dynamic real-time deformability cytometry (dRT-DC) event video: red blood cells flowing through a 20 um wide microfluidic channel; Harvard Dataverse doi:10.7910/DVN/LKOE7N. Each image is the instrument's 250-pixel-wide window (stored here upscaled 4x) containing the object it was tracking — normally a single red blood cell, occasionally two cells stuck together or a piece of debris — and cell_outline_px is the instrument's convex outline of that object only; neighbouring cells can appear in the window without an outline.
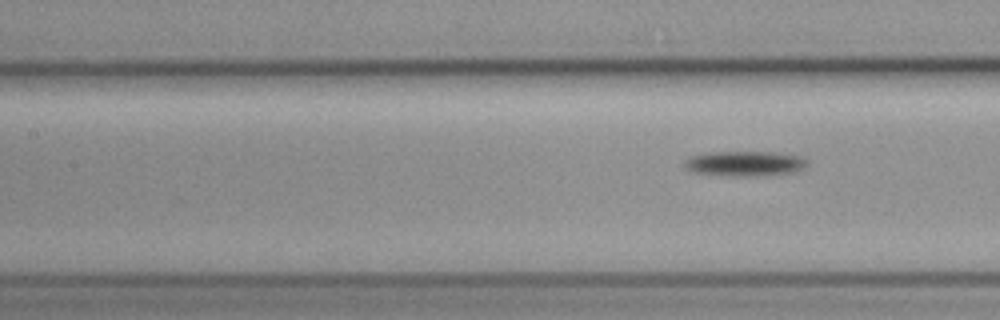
{"species": "common noctule bat (a hibernating species)", "species_latin": "Nyctalus noctula", "temperature_condition": "cold", "stored_images_in_passage": 8, "segment_of_instrument_passage": [2, 2], "camera_frame_rate_fps": 3000, "um_per_image_px": 0.085, "animal": {"sex": "female", "body_mass_g": 19.3, "forearm_length_mm": 54.1}, "frame": {"image": 1, "passage_image": 8, "time_ms": 9.333, "image_size_px": [1000, 320], "cell_outline_px": [[808, 164], [804, 168], [796, 172], [756, 176], [732, 176], [692, 172], [684, 168], [684, 160], [688, 156], [712, 152], [772, 152], [800, 156], [808, 160]], "centroid_in_image_um": [63.3, 13.9], "position_along_channel_um": 144.1, "area_um2": 18.09}}